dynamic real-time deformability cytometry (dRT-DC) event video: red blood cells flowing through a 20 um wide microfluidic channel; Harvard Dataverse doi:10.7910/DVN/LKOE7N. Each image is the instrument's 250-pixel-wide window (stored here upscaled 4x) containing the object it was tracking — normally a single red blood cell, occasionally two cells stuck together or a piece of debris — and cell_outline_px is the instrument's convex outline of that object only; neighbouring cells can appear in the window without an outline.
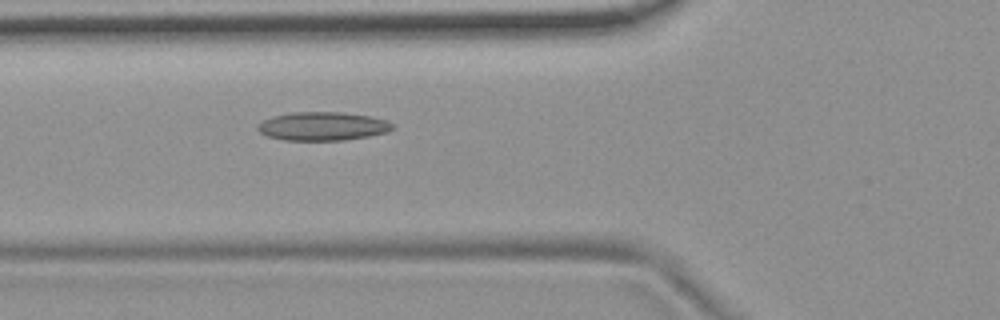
{"species": "common noctule bat (a hibernating species)", "species_latin": "Nyctalus noctula", "temperature_condition": "room temperature", "stored_images_in_passage": 54, "camera_frame_rate_fps": 3000, "um_per_image_px": 0.085, "animal": {"sex": "female", "body_mass_g": 19.9}, "frame": {"image": 1, "passage_image": 20, "time_ms": 6.333, "image_size_px": [1000, 320], "cell_outline_px": [[396, 128], [388, 132], [368, 136], [344, 140], [284, 140], [268, 136], [260, 132], [256, 128], [256, 124], [272, 116], [292, 112], [340, 112], [368, 116], [388, 120]], "centroid_in_image_um": [27.42, 10.73], "position_along_channel_um": 98.4, "area_um2": 22.48}}
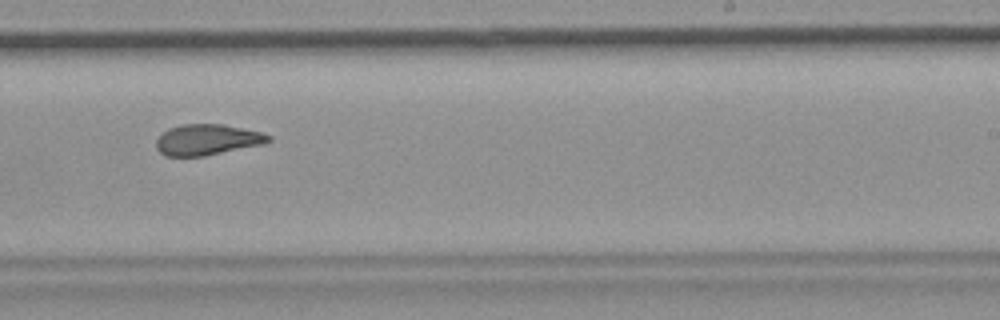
{"frame": {"image": 2, "passage_image": 34, "time_ms": 11.0, "image_size_px": [1000, 320], "cell_outline_px": [[272, 140], [264, 144], [204, 156], [164, 156], [156, 148], [156, 140], [168, 128], [184, 124], [224, 124], [260, 132], [272, 136]], "centroid_in_image_um": [17.62, 11.88], "position_along_channel_um": 271.4, "area_um2": 20.17}}
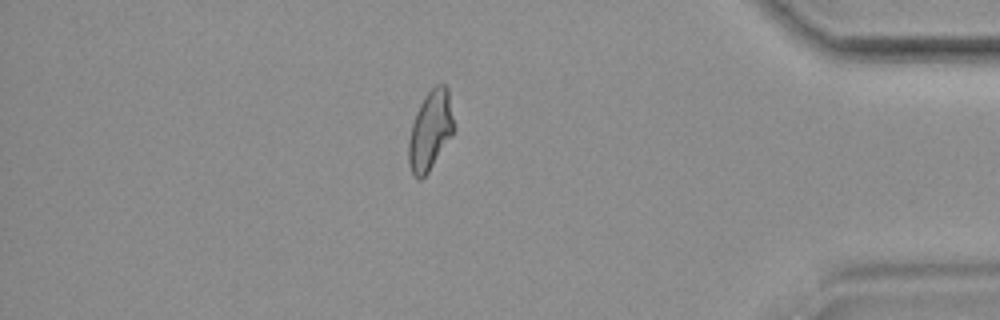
{"frame": {"image": 3, "passage_image": 47, "time_ms": 15.333, "image_size_px": [1000, 320], "cell_outline_px": [[456, 128], [428, 172], [420, 180], [416, 180], [408, 164], [408, 140], [412, 124], [416, 112], [424, 96], [436, 84], [444, 84], [448, 88]], "centroid_in_image_um": [36.58, 11.07], "position_along_channel_um": 398.6, "area_um2": 21.04}, "authors_computed_cell_mechanics": {"area_um2": 21.1259, "velocity_mm_per_s": 3.7214, "shape_relaxation_time_tau1_ms": null, "shape_relaxation_time_tau2_ms": 2.9402, "deformation_change_tau1": null, "deformation_change_tau2": 0.1104}}